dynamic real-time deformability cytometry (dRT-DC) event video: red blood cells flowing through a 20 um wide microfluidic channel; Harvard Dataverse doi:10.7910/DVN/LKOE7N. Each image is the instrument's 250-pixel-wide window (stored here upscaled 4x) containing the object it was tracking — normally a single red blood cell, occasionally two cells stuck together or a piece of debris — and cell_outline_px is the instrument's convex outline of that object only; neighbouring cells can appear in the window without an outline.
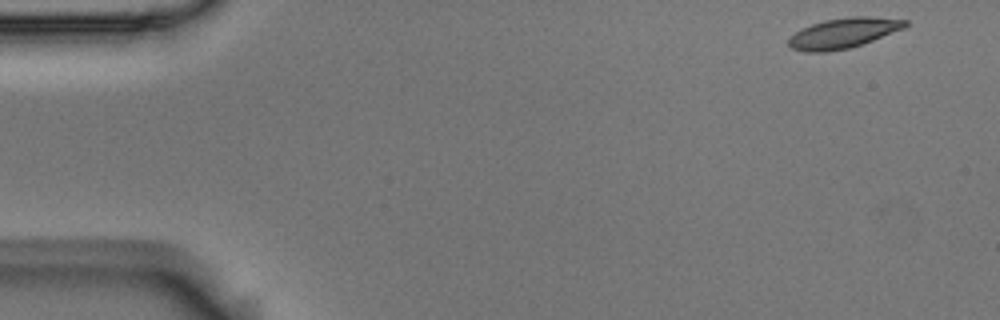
{"species": "Egyptian fruit bat (a non-hibernating species)", "species_latin": "Rousettus aegyptiacus", "temperature_condition": "room temperature", "stored_images_in_passage": 52, "camera_frame_rate_fps": 3000, "um_per_image_px": 0.085, "animal": {"sex": "male"}, "frame": {"image": 1, "passage_image": 1, "time_ms": 0.0, "image_size_px": [1000, 320], "cell_outline_px": [[908, 24], [904, 28], [872, 40], [848, 48], [824, 52], [804, 52], [792, 48], [788, 44], [788, 40], [796, 32], [812, 24], [824, 20], [852, 16], [868, 16], [908, 20]], "centroid_in_image_um": [71.69, 2.8], "position_along_channel_um": 13.3, "area_um2": 20.17}}
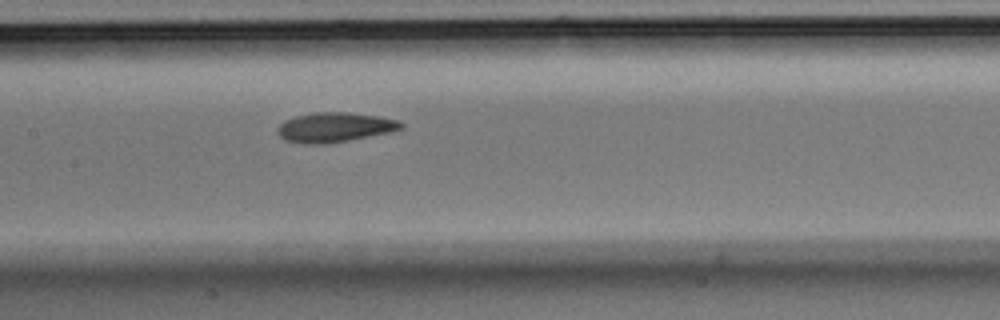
{"frame": {"image": 2, "passage_image": 24, "time_ms": 7.667, "image_size_px": [1000, 320], "cell_outline_px": [[404, 128], [392, 132], [348, 140], [324, 144], [304, 144], [284, 140], [276, 132], [276, 128], [284, 120], [296, 116], [316, 112], [348, 112], [380, 116], [396, 120], [404, 124]], "centroid_in_image_um": [28.44, 10.82], "position_along_channel_um": 179.0, "area_um2": 21.5}}
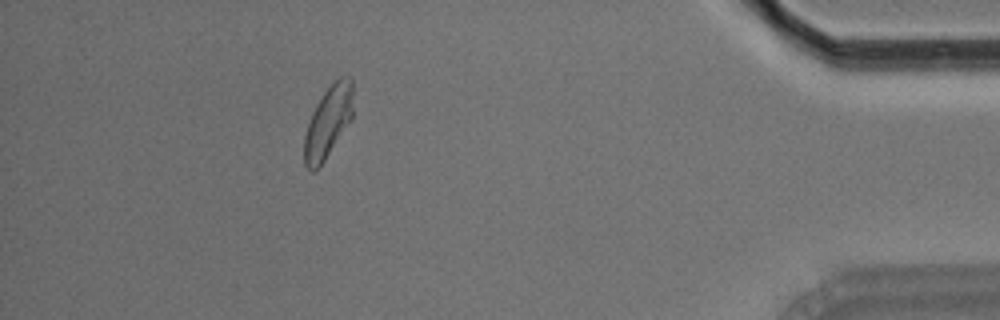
{"frame": {"image": 3, "passage_image": 47, "time_ms": 15.333, "image_size_px": [1000, 320], "cell_outline_px": [[352, 116], [324, 160], [316, 172], [312, 172], [304, 164], [304, 136], [312, 112], [316, 104], [324, 92], [340, 76], [352, 76]], "centroid_in_image_um": [27.87, 10.36], "position_along_channel_um": 407.3, "area_um2": 19.94}, "authors_computed_cell_mechanics": {"area_um2": 20.6924, "velocity_mm_per_s": 3.6453, "shape_relaxation_time_tau1_ms": 5.7637, "shape_relaxation_time_tau2_ms": 2.7081, "deformation_change_tau1": 0.1456, "deformation_change_tau2": 0.078}}